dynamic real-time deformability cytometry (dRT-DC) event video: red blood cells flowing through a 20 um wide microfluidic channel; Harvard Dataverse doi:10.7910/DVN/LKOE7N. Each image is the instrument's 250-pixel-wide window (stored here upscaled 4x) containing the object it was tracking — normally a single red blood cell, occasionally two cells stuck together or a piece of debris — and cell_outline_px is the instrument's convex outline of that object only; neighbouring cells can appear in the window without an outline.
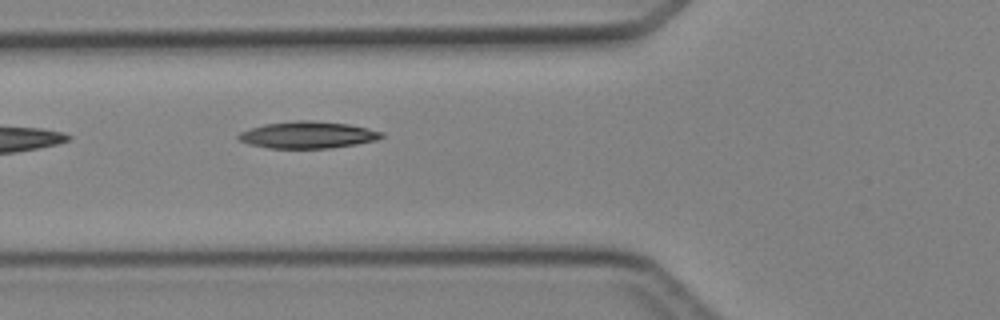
{"species": "Egyptian fruit bat (a non-hibernating species)", "species_latin": "Rousettus aegyptiacus", "temperature_condition": "cold", "stored_images_in_passage": 3, "camera_frame_rate_fps": 3000, "um_per_image_px": 0.085, "animal": {"sex": "female"}, "frame": {"image": 1, "passage_image": 3, "time_ms": 2.333, "image_size_px": [1000, 320], "cell_outline_px": [[384, 136], [376, 140], [356, 144], [328, 148], [268, 148], [248, 144], [240, 140], [236, 136], [240, 132], [264, 124], [296, 120], [312, 120], [348, 124], [368, 128], [384, 132]], "centroid_in_image_um": [26.16, 11.46], "position_along_channel_um": 99.6, "area_um2": 22.37}}